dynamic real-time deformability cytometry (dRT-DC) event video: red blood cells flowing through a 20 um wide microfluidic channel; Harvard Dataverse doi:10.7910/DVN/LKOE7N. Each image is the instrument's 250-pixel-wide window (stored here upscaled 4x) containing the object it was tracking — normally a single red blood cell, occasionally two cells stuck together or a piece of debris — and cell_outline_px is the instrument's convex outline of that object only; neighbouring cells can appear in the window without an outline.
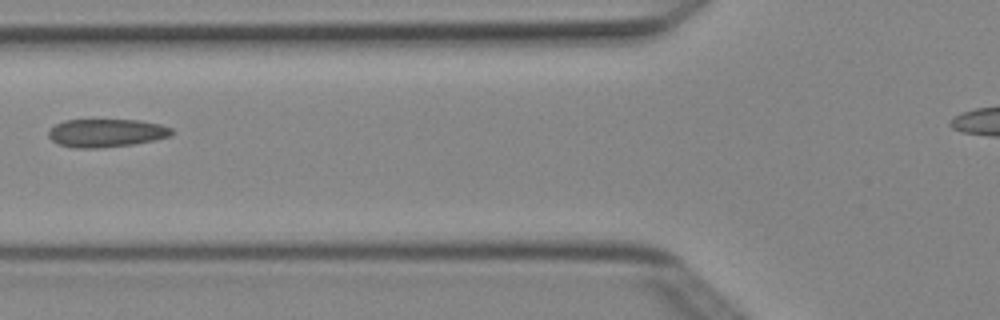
{"species": "Egyptian fruit bat (a non-hibernating species)", "species_latin": "Rousettus aegyptiacus", "temperature_condition": "cold", "stored_images_in_passage": 3, "segment_of_instrument_passage": [1, 2], "camera_frame_rate_fps": 3000, "um_per_image_px": 0.085, "animal": {"sex": "female"}, "frame": {"image": 1, "passage_image": 2, "time_ms": 0.333, "image_size_px": [1000, 320], "cell_outline_px": [[172, 136], [136, 144], [96, 148], [72, 148], [56, 144], [48, 136], [48, 132], [56, 124], [64, 120], [140, 120], [160, 124], [172, 128]], "centroid_in_image_um": [9.03, 11.31], "position_along_channel_um": 116.8, "area_um2": 20.35}}